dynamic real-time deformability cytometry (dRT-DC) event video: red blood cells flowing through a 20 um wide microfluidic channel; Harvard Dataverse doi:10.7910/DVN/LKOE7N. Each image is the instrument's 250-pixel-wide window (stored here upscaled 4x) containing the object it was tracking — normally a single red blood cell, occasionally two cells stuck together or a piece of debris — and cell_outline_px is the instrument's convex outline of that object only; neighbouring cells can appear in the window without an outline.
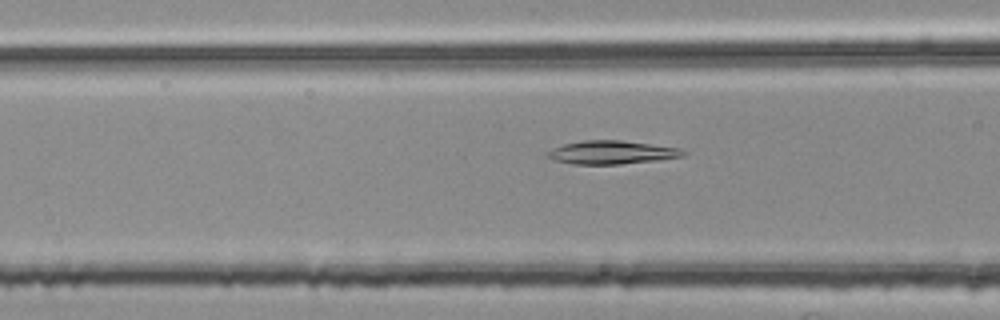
{"species": "common noctule bat (a hibernating species)", "species_latin": "Nyctalus noctula", "temperature_condition": "room temperature", "stored_images_in_passage": 37, "camera_frame_rate_fps": 3000, "um_per_image_px": 0.085, "animal": {"sex": "female", "body_mass_g": 25.1}, "frame": {"image": 1, "passage_image": 4, "time_ms": 1.0, "image_size_px": [1000, 320], "cell_outline_px": [[688, 152], [684, 156], [660, 160], [620, 164], [572, 164], [552, 160], [548, 156], [548, 152], [552, 148], [564, 144], [584, 140], [620, 140], [652, 144], [680, 148]], "centroid_in_image_um": [52.03, 12.95], "position_along_channel_um": 114.6, "area_um2": 18.55}}
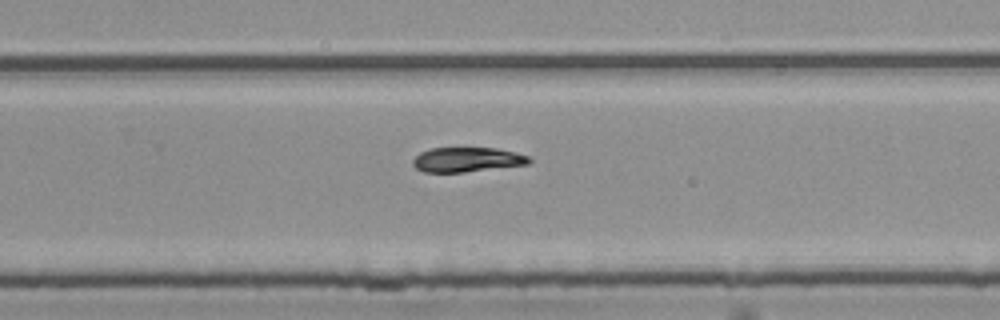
{"frame": {"image": 2, "passage_image": 18, "time_ms": 5.667, "image_size_px": [1000, 320], "cell_outline_px": [[532, 160], [528, 164], [464, 172], [424, 172], [416, 168], [412, 164], [412, 160], [420, 152], [432, 148], [496, 148], [516, 152], [528, 156]], "centroid_in_image_um": [39.69, 13.56], "position_along_channel_um": 290.1, "area_um2": 16.65}}
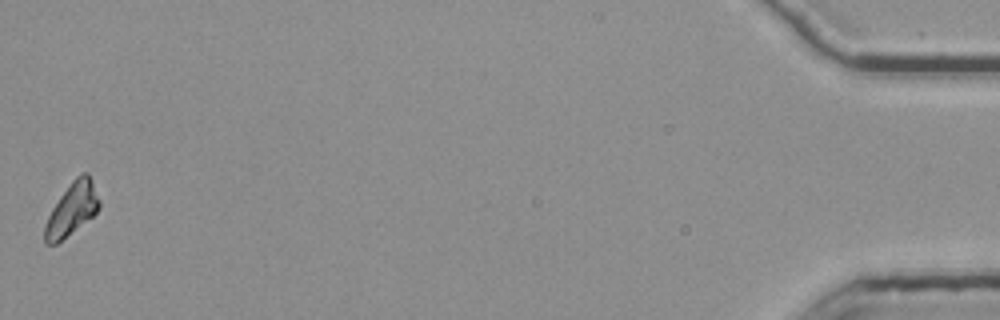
{"frame": {"image": 3, "passage_image": 37, "time_ms": 12.0, "image_size_px": [1000, 320], "cell_outline_px": [[100, 208], [92, 216], [56, 244], [44, 244], [44, 224], [52, 208], [60, 196], [72, 180], [80, 172], [88, 172], [100, 200]], "centroid_in_image_um": [6.1, 17.76], "position_along_channel_um": 429.1, "area_um2": 16.53}}